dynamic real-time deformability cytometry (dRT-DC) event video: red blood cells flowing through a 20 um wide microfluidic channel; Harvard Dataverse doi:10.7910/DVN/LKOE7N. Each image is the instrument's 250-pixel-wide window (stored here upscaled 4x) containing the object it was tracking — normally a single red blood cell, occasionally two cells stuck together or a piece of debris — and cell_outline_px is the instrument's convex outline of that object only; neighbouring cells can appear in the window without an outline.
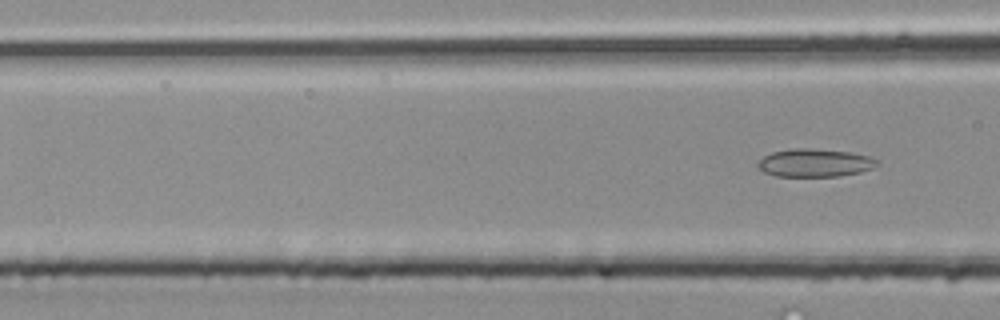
{"species": "common noctule bat (a hibernating species)", "species_latin": "Nyctalus noctula", "temperature_condition": "room temperature", "stored_images_in_passage": 10, "camera_frame_rate_fps": 3000, "um_per_image_px": 0.085, "animal": {"sex": "male", "body_mass_g": 20.4}, "frame": {"image": 1, "passage_image": 10, "time_ms": 3.0, "image_size_px": [1000, 320], "cell_outline_px": [[880, 164], [872, 168], [860, 172], [840, 176], [776, 176], [764, 172], [756, 164], [764, 156], [772, 152], [792, 148], [812, 148], [848, 152], [872, 156], [880, 160]], "centroid_in_image_um": [69.3, 13.83], "position_along_channel_um": 97.3, "area_um2": 19.59}}